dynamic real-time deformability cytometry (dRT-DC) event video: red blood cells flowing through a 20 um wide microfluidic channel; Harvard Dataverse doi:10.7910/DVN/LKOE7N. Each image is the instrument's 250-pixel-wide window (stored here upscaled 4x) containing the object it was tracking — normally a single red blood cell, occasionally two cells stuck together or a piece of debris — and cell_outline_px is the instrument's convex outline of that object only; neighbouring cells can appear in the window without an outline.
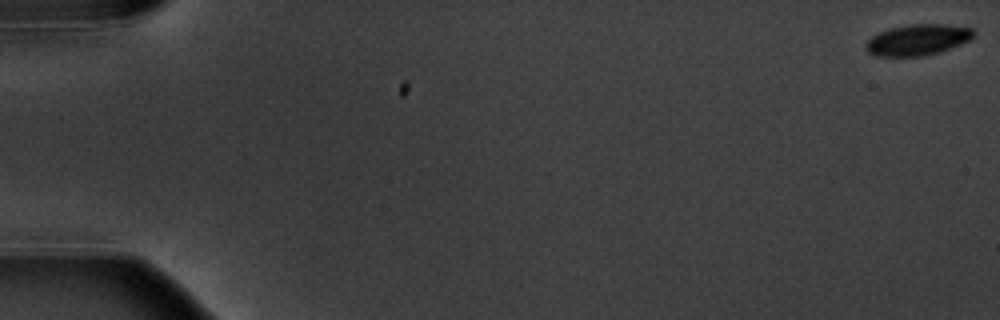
{"species": "common noctule bat (a hibernating species)", "species_latin": "Nyctalus noctula", "temperature_condition": "warm", "stored_images_in_passage": 16, "camera_frame_rate_fps": 3000, "um_per_image_px": 0.085, "animal": {"sex": "male", "body_mass_g": 20.1, "forearm_length_mm": 53.5}, "frame": {"image": 1, "passage_image": 1, "time_ms": 0.0, "image_size_px": [1000, 320], "cell_outline_px": [[976, 32], [968, 40], [960, 44], [936, 52], [920, 56], [876, 56], [868, 52], [864, 48], [864, 44], [872, 36], [888, 28], [912, 24], [944, 24], [972, 28]], "centroid_in_image_um": [77.95, 3.37], "position_along_channel_um": 7.1, "area_um2": 19.25}}
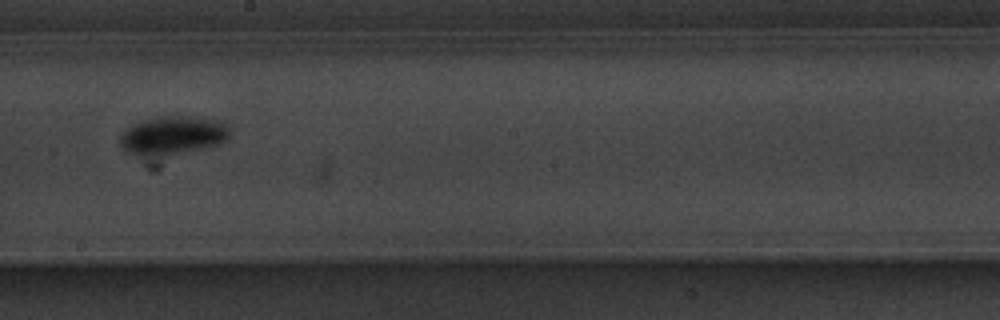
{"frame": {"image": 2, "passage_image": 10, "time_ms": 11.0, "image_size_px": [1000, 320], "cell_outline_px": [[232, 132], [228, 140], [220, 144], [200, 148], [176, 152], [140, 156], [136, 156], [124, 152], [120, 144], [120, 136], [128, 128], [144, 120], [164, 116], [188, 116], [216, 120], [224, 124]], "centroid_in_image_um": [14.69, 11.5], "position_along_channel_um": 233.5, "area_um2": 23.99}}
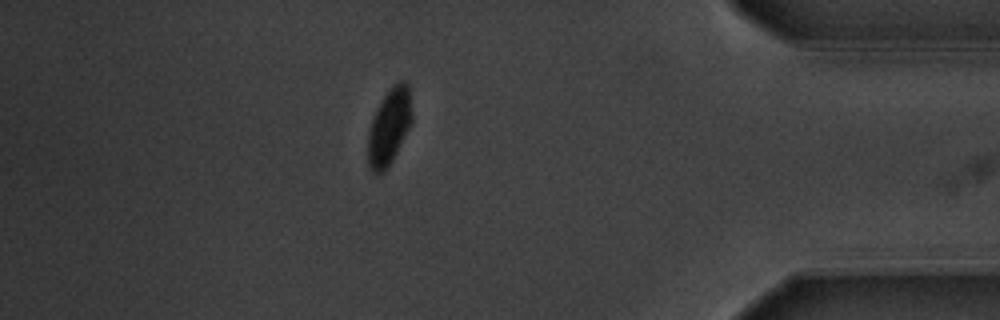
{"frame": {"image": 3, "passage_image": 15, "time_ms": 16.667, "image_size_px": [1000, 320], "cell_outline_px": [[412, 124], [388, 168], [384, 172], [372, 172], [368, 164], [368, 132], [372, 116], [380, 100], [400, 80], [404, 80], [408, 84], [412, 112]], "centroid_in_image_um": [33.08, 10.78], "position_along_channel_um": 402.1, "area_um2": 19.65}, "authors_computed_cell_mechanics": {"area_um2": 20.6346, "velocity_mm_per_s": 3.584, "shape_relaxation_time_tau1_ms": 2.0061, "shape_relaxation_time_tau2_ms": null, "deformation_change_tau1": 0.0675, "deformation_change_tau2": null}}